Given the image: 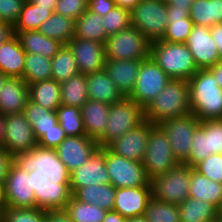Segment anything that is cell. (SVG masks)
I'll list each match as a JSON object with an SVG mask.
<instances>
[{
  "label": "cell",
  "instance_id": "8992f818",
  "mask_svg": "<svg viewBox=\"0 0 222 222\" xmlns=\"http://www.w3.org/2000/svg\"><path fill=\"white\" fill-rule=\"evenodd\" d=\"M104 45L108 59L144 60L150 57L151 42L133 26L110 35Z\"/></svg>",
  "mask_w": 222,
  "mask_h": 222
},
{
  "label": "cell",
  "instance_id": "003e7915",
  "mask_svg": "<svg viewBox=\"0 0 222 222\" xmlns=\"http://www.w3.org/2000/svg\"><path fill=\"white\" fill-rule=\"evenodd\" d=\"M5 78H6V76L2 72H0V89L2 87V84H3V81L5 80Z\"/></svg>",
  "mask_w": 222,
  "mask_h": 222
},
{
  "label": "cell",
  "instance_id": "d6a6232c",
  "mask_svg": "<svg viewBox=\"0 0 222 222\" xmlns=\"http://www.w3.org/2000/svg\"><path fill=\"white\" fill-rule=\"evenodd\" d=\"M31 124L37 141L58 122L55 111L48 110L28 99L23 111Z\"/></svg>",
  "mask_w": 222,
  "mask_h": 222
},
{
  "label": "cell",
  "instance_id": "94428289",
  "mask_svg": "<svg viewBox=\"0 0 222 222\" xmlns=\"http://www.w3.org/2000/svg\"><path fill=\"white\" fill-rule=\"evenodd\" d=\"M214 74L215 80L220 88H222V60L219 61L214 67L209 68Z\"/></svg>",
  "mask_w": 222,
  "mask_h": 222
},
{
  "label": "cell",
  "instance_id": "ac0fdd59",
  "mask_svg": "<svg viewBox=\"0 0 222 222\" xmlns=\"http://www.w3.org/2000/svg\"><path fill=\"white\" fill-rule=\"evenodd\" d=\"M99 147L98 142L87 135L67 136L55 149L60 161L71 173L86 163Z\"/></svg>",
  "mask_w": 222,
  "mask_h": 222
},
{
  "label": "cell",
  "instance_id": "277c9868",
  "mask_svg": "<svg viewBox=\"0 0 222 222\" xmlns=\"http://www.w3.org/2000/svg\"><path fill=\"white\" fill-rule=\"evenodd\" d=\"M150 57L171 79L188 81L199 70L185 43L152 42Z\"/></svg>",
  "mask_w": 222,
  "mask_h": 222
},
{
  "label": "cell",
  "instance_id": "5bb4252c",
  "mask_svg": "<svg viewBox=\"0 0 222 222\" xmlns=\"http://www.w3.org/2000/svg\"><path fill=\"white\" fill-rule=\"evenodd\" d=\"M105 159V147H98L86 163L70 173V190L72 194L82 187L111 184Z\"/></svg>",
  "mask_w": 222,
  "mask_h": 222
},
{
  "label": "cell",
  "instance_id": "2e32d148",
  "mask_svg": "<svg viewBox=\"0 0 222 222\" xmlns=\"http://www.w3.org/2000/svg\"><path fill=\"white\" fill-rule=\"evenodd\" d=\"M154 124L144 120L135 128L115 139L107 147L115 154L126 159L142 162L146 152L150 129Z\"/></svg>",
  "mask_w": 222,
  "mask_h": 222
},
{
  "label": "cell",
  "instance_id": "ba28073f",
  "mask_svg": "<svg viewBox=\"0 0 222 222\" xmlns=\"http://www.w3.org/2000/svg\"><path fill=\"white\" fill-rule=\"evenodd\" d=\"M142 164L150 180L180 164L174 157L167 135L159 125L150 129Z\"/></svg>",
  "mask_w": 222,
  "mask_h": 222
},
{
  "label": "cell",
  "instance_id": "7c38bea8",
  "mask_svg": "<svg viewBox=\"0 0 222 222\" xmlns=\"http://www.w3.org/2000/svg\"><path fill=\"white\" fill-rule=\"evenodd\" d=\"M200 121L192 114L165 120L159 126L168 137L171 150L179 163L183 164L190 154L193 133Z\"/></svg>",
  "mask_w": 222,
  "mask_h": 222
},
{
  "label": "cell",
  "instance_id": "b9f144b4",
  "mask_svg": "<svg viewBox=\"0 0 222 222\" xmlns=\"http://www.w3.org/2000/svg\"><path fill=\"white\" fill-rule=\"evenodd\" d=\"M209 155L210 152H208L207 134L205 133V121H200L193 133L190 154L183 164L194 168Z\"/></svg>",
  "mask_w": 222,
  "mask_h": 222
},
{
  "label": "cell",
  "instance_id": "44dd1931",
  "mask_svg": "<svg viewBox=\"0 0 222 222\" xmlns=\"http://www.w3.org/2000/svg\"><path fill=\"white\" fill-rule=\"evenodd\" d=\"M29 99V85L19 77H6L0 89V113L18 114Z\"/></svg>",
  "mask_w": 222,
  "mask_h": 222
},
{
  "label": "cell",
  "instance_id": "3957f363",
  "mask_svg": "<svg viewBox=\"0 0 222 222\" xmlns=\"http://www.w3.org/2000/svg\"><path fill=\"white\" fill-rule=\"evenodd\" d=\"M191 113L189 83L171 79L165 88L144 108V119L154 125Z\"/></svg>",
  "mask_w": 222,
  "mask_h": 222
},
{
  "label": "cell",
  "instance_id": "d590c367",
  "mask_svg": "<svg viewBox=\"0 0 222 222\" xmlns=\"http://www.w3.org/2000/svg\"><path fill=\"white\" fill-rule=\"evenodd\" d=\"M22 79L28 84L52 79V59L26 53Z\"/></svg>",
  "mask_w": 222,
  "mask_h": 222
},
{
  "label": "cell",
  "instance_id": "680465c9",
  "mask_svg": "<svg viewBox=\"0 0 222 222\" xmlns=\"http://www.w3.org/2000/svg\"><path fill=\"white\" fill-rule=\"evenodd\" d=\"M30 3L43 9H49L52 13L55 11L58 0H28Z\"/></svg>",
  "mask_w": 222,
  "mask_h": 222
},
{
  "label": "cell",
  "instance_id": "ffe728a7",
  "mask_svg": "<svg viewBox=\"0 0 222 222\" xmlns=\"http://www.w3.org/2000/svg\"><path fill=\"white\" fill-rule=\"evenodd\" d=\"M152 198L151 186L116 188L113 210L129 218L144 215Z\"/></svg>",
  "mask_w": 222,
  "mask_h": 222
},
{
  "label": "cell",
  "instance_id": "f907efd6",
  "mask_svg": "<svg viewBox=\"0 0 222 222\" xmlns=\"http://www.w3.org/2000/svg\"><path fill=\"white\" fill-rule=\"evenodd\" d=\"M64 129L57 122L54 128L46 131V133L38 140V145L44 148L55 149L65 138Z\"/></svg>",
  "mask_w": 222,
  "mask_h": 222
},
{
  "label": "cell",
  "instance_id": "52a82bcc",
  "mask_svg": "<svg viewBox=\"0 0 222 222\" xmlns=\"http://www.w3.org/2000/svg\"><path fill=\"white\" fill-rule=\"evenodd\" d=\"M131 23L151 43L161 40L168 25L166 1L141 0L131 10Z\"/></svg>",
  "mask_w": 222,
  "mask_h": 222
},
{
  "label": "cell",
  "instance_id": "7a4b0ae2",
  "mask_svg": "<svg viewBox=\"0 0 222 222\" xmlns=\"http://www.w3.org/2000/svg\"><path fill=\"white\" fill-rule=\"evenodd\" d=\"M191 113L199 120L222 119V88L209 69H199L189 80Z\"/></svg>",
  "mask_w": 222,
  "mask_h": 222
},
{
  "label": "cell",
  "instance_id": "4316f807",
  "mask_svg": "<svg viewBox=\"0 0 222 222\" xmlns=\"http://www.w3.org/2000/svg\"><path fill=\"white\" fill-rule=\"evenodd\" d=\"M189 197L211 203L219 210L222 206V183L210 180L191 167Z\"/></svg>",
  "mask_w": 222,
  "mask_h": 222
},
{
  "label": "cell",
  "instance_id": "8d00e7d4",
  "mask_svg": "<svg viewBox=\"0 0 222 222\" xmlns=\"http://www.w3.org/2000/svg\"><path fill=\"white\" fill-rule=\"evenodd\" d=\"M51 68L52 79L59 83L80 73L74 54L68 45H62L52 58Z\"/></svg>",
  "mask_w": 222,
  "mask_h": 222
},
{
  "label": "cell",
  "instance_id": "7dc6e473",
  "mask_svg": "<svg viewBox=\"0 0 222 222\" xmlns=\"http://www.w3.org/2000/svg\"><path fill=\"white\" fill-rule=\"evenodd\" d=\"M208 152L222 154V119L205 120Z\"/></svg>",
  "mask_w": 222,
  "mask_h": 222
},
{
  "label": "cell",
  "instance_id": "7bdbcfd3",
  "mask_svg": "<svg viewBox=\"0 0 222 222\" xmlns=\"http://www.w3.org/2000/svg\"><path fill=\"white\" fill-rule=\"evenodd\" d=\"M106 35H114L121 30L132 26L131 11L125 8L116 6L103 16V22Z\"/></svg>",
  "mask_w": 222,
  "mask_h": 222
},
{
  "label": "cell",
  "instance_id": "6f0895ef",
  "mask_svg": "<svg viewBox=\"0 0 222 222\" xmlns=\"http://www.w3.org/2000/svg\"><path fill=\"white\" fill-rule=\"evenodd\" d=\"M13 35V26L8 23L0 22V45L5 43Z\"/></svg>",
  "mask_w": 222,
  "mask_h": 222
},
{
  "label": "cell",
  "instance_id": "f6af8a7d",
  "mask_svg": "<svg viewBox=\"0 0 222 222\" xmlns=\"http://www.w3.org/2000/svg\"><path fill=\"white\" fill-rule=\"evenodd\" d=\"M47 210L40 208L8 207L1 215V222H45Z\"/></svg>",
  "mask_w": 222,
  "mask_h": 222
},
{
  "label": "cell",
  "instance_id": "484cf974",
  "mask_svg": "<svg viewBox=\"0 0 222 222\" xmlns=\"http://www.w3.org/2000/svg\"><path fill=\"white\" fill-rule=\"evenodd\" d=\"M18 37L21 47L26 53L43 55L52 59L62 47L58 40L46 37L38 30L31 31H14Z\"/></svg>",
  "mask_w": 222,
  "mask_h": 222
},
{
  "label": "cell",
  "instance_id": "8fae6325",
  "mask_svg": "<svg viewBox=\"0 0 222 222\" xmlns=\"http://www.w3.org/2000/svg\"><path fill=\"white\" fill-rule=\"evenodd\" d=\"M170 80L171 78L159 65L151 57H148L140 63L137 80L129 98L144 109Z\"/></svg>",
  "mask_w": 222,
  "mask_h": 222
},
{
  "label": "cell",
  "instance_id": "c3c4849f",
  "mask_svg": "<svg viewBox=\"0 0 222 222\" xmlns=\"http://www.w3.org/2000/svg\"><path fill=\"white\" fill-rule=\"evenodd\" d=\"M88 10V0H58L55 13L76 21Z\"/></svg>",
  "mask_w": 222,
  "mask_h": 222
},
{
  "label": "cell",
  "instance_id": "74e56055",
  "mask_svg": "<svg viewBox=\"0 0 222 222\" xmlns=\"http://www.w3.org/2000/svg\"><path fill=\"white\" fill-rule=\"evenodd\" d=\"M51 15L52 12L49 9L40 8L26 0L19 18L13 26V31L38 30L41 24Z\"/></svg>",
  "mask_w": 222,
  "mask_h": 222
},
{
  "label": "cell",
  "instance_id": "f1b7e54d",
  "mask_svg": "<svg viewBox=\"0 0 222 222\" xmlns=\"http://www.w3.org/2000/svg\"><path fill=\"white\" fill-rule=\"evenodd\" d=\"M72 196L80 202L111 211L115 203L116 188L111 184L86 186L77 189Z\"/></svg>",
  "mask_w": 222,
  "mask_h": 222
},
{
  "label": "cell",
  "instance_id": "4dcf8cb0",
  "mask_svg": "<svg viewBox=\"0 0 222 222\" xmlns=\"http://www.w3.org/2000/svg\"><path fill=\"white\" fill-rule=\"evenodd\" d=\"M189 17L194 25L209 28L222 23V0H193Z\"/></svg>",
  "mask_w": 222,
  "mask_h": 222
},
{
  "label": "cell",
  "instance_id": "4fadbf2b",
  "mask_svg": "<svg viewBox=\"0 0 222 222\" xmlns=\"http://www.w3.org/2000/svg\"><path fill=\"white\" fill-rule=\"evenodd\" d=\"M3 147L14 157L38 145L31 124L24 113L4 115Z\"/></svg>",
  "mask_w": 222,
  "mask_h": 222
},
{
  "label": "cell",
  "instance_id": "e575fe53",
  "mask_svg": "<svg viewBox=\"0 0 222 222\" xmlns=\"http://www.w3.org/2000/svg\"><path fill=\"white\" fill-rule=\"evenodd\" d=\"M60 95L63 105L81 108L89 99L86 75L79 73L61 82Z\"/></svg>",
  "mask_w": 222,
  "mask_h": 222
},
{
  "label": "cell",
  "instance_id": "6da1fadb",
  "mask_svg": "<svg viewBox=\"0 0 222 222\" xmlns=\"http://www.w3.org/2000/svg\"><path fill=\"white\" fill-rule=\"evenodd\" d=\"M13 162L29 173L36 199V208L64 210L72 193L70 172L60 161L56 149L39 145L13 157Z\"/></svg>",
  "mask_w": 222,
  "mask_h": 222
},
{
  "label": "cell",
  "instance_id": "91938a15",
  "mask_svg": "<svg viewBox=\"0 0 222 222\" xmlns=\"http://www.w3.org/2000/svg\"><path fill=\"white\" fill-rule=\"evenodd\" d=\"M103 222H127V218L120 213L111 210L106 212Z\"/></svg>",
  "mask_w": 222,
  "mask_h": 222
},
{
  "label": "cell",
  "instance_id": "f546056e",
  "mask_svg": "<svg viewBox=\"0 0 222 222\" xmlns=\"http://www.w3.org/2000/svg\"><path fill=\"white\" fill-rule=\"evenodd\" d=\"M29 99L34 103L55 111L61 105L60 83L54 79L29 85Z\"/></svg>",
  "mask_w": 222,
  "mask_h": 222
},
{
  "label": "cell",
  "instance_id": "9f6ffc18",
  "mask_svg": "<svg viewBox=\"0 0 222 222\" xmlns=\"http://www.w3.org/2000/svg\"><path fill=\"white\" fill-rule=\"evenodd\" d=\"M45 222H72L64 210L47 211Z\"/></svg>",
  "mask_w": 222,
  "mask_h": 222
},
{
  "label": "cell",
  "instance_id": "5b68a950",
  "mask_svg": "<svg viewBox=\"0 0 222 222\" xmlns=\"http://www.w3.org/2000/svg\"><path fill=\"white\" fill-rule=\"evenodd\" d=\"M144 109L129 97L110 104L107 128L97 141L99 147H107L115 139L144 121Z\"/></svg>",
  "mask_w": 222,
  "mask_h": 222
},
{
  "label": "cell",
  "instance_id": "836d02e7",
  "mask_svg": "<svg viewBox=\"0 0 222 222\" xmlns=\"http://www.w3.org/2000/svg\"><path fill=\"white\" fill-rule=\"evenodd\" d=\"M103 17L86 11L75 21L74 38L86 39L104 43L108 36L106 35Z\"/></svg>",
  "mask_w": 222,
  "mask_h": 222
},
{
  "label": "cell",
  "instance_id": "816d5d0a",
  "mask_svg": "<svg viewBox=\"0 0 222 222\" xmlns=\"http://www.w3.org/2000/svg\"><path fill=\"white\" fill-rule=\"evenodd\" d=\"M193 0H168L167 15L168 19L190 18L189 11Z\"/></svg>",
  "mask_w": 222,
  "mask_h": 222
},
{
  "label": "cell",
  "instance_id": "ab89813d",
  "mask_svg": "<svg viewBox=\"0 0 222 222\" xmlns=\"http://www.w3.org/2000/svg\"><path fill=\"white\" fill-rule=\"evenodd\" d=\"M55 113L57 121L64 129L66 136L85 135L80 108L61 104L56 108Z\"/></svg>",
  "mask_w": 222,
  "mask_h": 222
},
{
  "label": "cell",
  "instance_id": "be15d7a7",
  "mask_svg": "<svg viewBox=\"0 0 222 222\" xmlns=\"http://www.w3.org/2000/svg\"><path fill=\"white\" fill-rule=\"evenodd\" d=\"M8 208L6 199L5 184H0V215Z\"/></svg>",
  "mask_w": 222,
  "mask_h": 222
},
{
  "label": "cell",
  "instance_id": "60d3db41",
  "mask_svg": "<svg viewBox=\"0 0 222 222\" xmlns=\"http://www.w3.org/2000/svg\"><path fill=\"white\" fill-rule=\"evenodd\" d=\"M144 216L149 222H180L177 204L163 202L154 197L150 199Z\"/></svg>",
  "mask_w": 222,
  "mask_h": 222
},
{
  "label": "cell",
  "instance_id": "a7ac6f4b",
  "mask_svg": "<svg viewBox=\"0 0 222 222\" xmlns=\"http://www.w3.org/2000/svg\"><path fill=\"white\" fill-rule=\"evenodd\" d=\"M219 220L222 221V206L219 209Z\"/></svg>",
  "mask_w": 222,
  "mask_h": 222
},
{
  "label": "cell",
  "instance_id": "f35d334b",
  "mask_svg": "<svg viewBox=\"0 0 222 222\" xmlns=\"http://www.w3.org/2000/svg\"><path fill=\"white\" fill-rule=\"evenodd\" d=\"M64 212L72 222H103L107 211L93 204L80 202L71 196Z\"/></svg>",
  "mask_w": 222,
  "mask_h": 222
},
{
  "label": "cell",
  "instance_id": "cb8c5ba5",
  "mask_svg": "<svg viewBox=\"0 0 222 222\" xmlns=\"http://www.w3.org/2000/svg\"><path fill=\"white\" fill-rule=\"evenodd\" d=\"M26 52L14 34L0 45V72L6 77H23Z\"/></svg>",
  "mask_w": 222,
  "mask_h": 222
},
{
  "label": "cell",
  "instance_id": "83f0119b",
  "mask_svg": "<svg viewBox=\"0 0 222 222\" xmlns=\"http://www.w3.org/2000/svg\"><path fill=\"white\" fill-rule=\"evenodd\" d=\"M180 222H218L219 210L211 203L188 197L178 205Z\"/></svg>",
  "mask_w": 222,
  "mask_h": 222
},
{
  "label": "cell",
  "instance_id": "e7e4bbea",
  "mask_svg": "<svg viewBox=\"0 0 222 222\" xmlns=\"http://www.w3.org/2000/svg\"><path fill=\"white\" fill-rule=\"evenodd\" d=\"M4 129V115L0 113V146H3Z\"/></svg>",
  "mask_w": 222,
  "mask_h": 222
},
{
  "label": "cell",
  "instance_id": "7402d4cb",
  "mask_svg": "<svg viewBox=\"0 0 222 222\" xmlns=\"http://www.w3.org/2000/svg\"><path fill=\"white\" fill-rule=\"evenodd\" d=\"M141 61L106 58L104 70L124 97H129L133 92Z\"/></svg>",
  "mask_w": 222,
  "mask_h": 222
},
{
  "label": "cell",
  "instance_id": "ee69618b",
  "mask_svg": "<svg viewBox=\"0 0 222 222\" xmlns=\"http://www.w3.org/2000/svg\"><path fill=\"white\" fill-rule=\"evenodd\" d=\"M194 26L190 18L168 19V25L161 40L171 43H186Z\"/></svg>",
  "mask_w": 222,
  "mask_h": 222
},
{
  "label": "cell",
  "instance_id": "d6986e66",
  "mask_svg": "<svg viewBox=\"0 0 222 222\" xmlns=\"http://www.w3.org/2000/svg\"><path fill=\"white\" fill-rule=\"evenodd\" d=\"M67 45L74 54L80 73L87 75L104 70L106 63L104 43L73 38Z\"/></svg>",
  "mask_w": 222,
  "mask_h": 222
},
{
  "label": "cell",
  "instance_id": "db71d44e",
  "mask_svg": "<svg viewBox=\"0 0 222 222\" xmlns=\"http://www.w3.org/2000/svg\"><path fill=\"white\" fill-rule=\"evenodd\" d=\"M12 163L13 156L3 146H0V184H5Z\"/></svg>",
  "mask_w": 222,
  "mask_h": 222
},
{
  "label": "cell",
  "instance_id": "6125c7cd",
  "mask_svg": "<svg viewBox=\"0 0 222 222\" xmlns=\"http://www.w3.org/2000/svg\"><path fill=\"white\" fill-rule=\"evenodd\" d=\"M116 6L132 10L141 0H114Z\"/></svg>",
  "mask_w": 222,
  "mask_h": 222
},
{
  "label": "cell",
  "instance_id": "681fc988",
  "mask_svg": "<svg viewBox=\"0 0 222 222\" xmlns=\"http://www.w3.org/2000/svg\"><path fill=\"white\" fill-rule=\"evenodd\" d=\"M26 0H0V22L15 25Z\"/></svg>",
  "mask_w": 222,
  "mask_h": 222
},
{
  "label": "cell",
  "instance_id": "03108f58",
  "mask_svg": "<svg viewBox=\"0 0 222 222\" xmlns=\"http://www.w3.org/2000/svg\"><path fill=\"white\" fill-rule=\"evenodd\" d=\"M127 222H149L144 215L129 217L127 218Z\"/></svg>",
  "mask_w": 222,
  "mask_h": 222
},
{
  "label": "cell",
  "instance_id": "1f68e13d",
  "mask_svg": "<svg viewBox=\"0 0 222 222\" xmlns=\"http://www.w3.org/2000/svg\"><path fill=\"white\" fill-rule=\"evenodd\" d=\"M38 31L46 37L58 40L63 45H67L75 33V21L55 12L44 21Z\"/></svg>",
  "mask_w": 222,
  "mask_h": 222
},
{
  "label": "cell",
  "instance_id": "603a6c76",
  "mask_svg": "<svg viewBox=\"0 0 222 222\" xmlns=\"http://www.w3.org/2000/svg\"><path fill=\"white\" fill-rule=\"evenodd\" d=\"M80 109L85 135L98 141L107 128L110 104L88 99Z\"/></svg>",
  "mask_w": 222,
  "mask_h": 222
},
{
  "label": "cell",
  "instance_id": "9a60e30c",
  "mask_svg": "<svg viewBox=\"0 0 222 222\" xmlns=\"http://www.w3.org/2000/svg\"><path fill=\"white\" fill-rule=\"evenodd\" d=\"M8 207L36 208V199L29 173L11 164L5 182Z\"/></svg>",
  "mask_w": 222,
  "mask_h": 222
},
{
  "label": "cell",
  "instance_id": "30bf717a",
  "mask_svg": "<svg viewBox=\"0 0 222 222\" xmlns=\"http://www.w3.org/2000/svg\"><path fill=\"white\" fill-rule=\"evenodd\" d=\"M106 168L115 188L151 186L142 162L126 159L105 147Z\"/></svg>",
  "mask_w": 222,
  "mask_h": 222
},
{
  "label": "cell",
  "instance_id": "e0dca14e",
  "mask_svg": "<svg viewBox=\"0 0 222 222\" xmlns=\"http://www.w3.org/2000/svg\"><path fill=\"white\" fill-rule=\"evenodd\" d=\"M185 44L192 53L198 69H209L221 61L210 28L207 26L194 25Z\"/></svg>",
  "mask_w": 222,
  "mask_h": 222
},
{
  "label": "cell",
  "instance_id": "d4e9b609",
  "mask_svg": "<svg viewBox=\"0 0 222 222\" xmlns=\"http://www.w3.org/2000/svg\"><path fill=\"white\" fill-rule=\"evenodd\" d=\"M88 97L105 104H113L124 98L105 70L87 74Z\"/></svg>",
  "mask_w": 222,
  "mask_h": 222
},
{
  "label": "cell",
  "instance_id": "9c48e42d",
  "mask_svg": "<svg viewBox=\"0 0 222 222\" xmlns=\"http://www.w3.org/2000/svg\"><path fill=\"white\" fill-rule=\"evenodd\" d=\"M191 167L179 164L165 174L150 180L152 197L157 200L181 204L189 197Z\"/></svg>",
  "mask_w": 222,
  "mask_h": 222
},
{
  "label": "cell",
  "instance_id": "11a10c76",
  "mask_svg": "<svg viewBox=\"0 0 222 222\" xmlns=\"http://www.w3.org/2000/svg\"><path fill=\"white\" fill-rule=\"evenodd\" d=\"M210 33L215 41L220 60H222V23L210 27Z\"/></svg>",
  "mask_w": 222,
  "mask_h": 222
},
{
  "label": "cell",
  "instance_id": "f5cc1de1",
  "mask_svg": "<svg viewBox=\"0 0 222 222\" xmlns=\"http://www.w3.org/2000/svg\"><path fill=\"white\" fill-rule=\"evenodd\" d=\"M116 7L114 0H88V11L103 17Z\"/></svg>",
  "mask_w": 222,
  "mask_h": 222
},
{
  "label": "cell",
  "instance_id": "bcb514c9",
  "mask_svg": "<svg viewBox=\"0 0 222 222\" xmlns=\"http://www.w3.org/2000/svg\"><path fill=\"white\" fill-rule=\"evenodd\" d=\"M194 169L210 180L222 183V154H211Z\"/></svg>",
  "mask_w": 222,
  "mask_h": 222
}]
</instances>
